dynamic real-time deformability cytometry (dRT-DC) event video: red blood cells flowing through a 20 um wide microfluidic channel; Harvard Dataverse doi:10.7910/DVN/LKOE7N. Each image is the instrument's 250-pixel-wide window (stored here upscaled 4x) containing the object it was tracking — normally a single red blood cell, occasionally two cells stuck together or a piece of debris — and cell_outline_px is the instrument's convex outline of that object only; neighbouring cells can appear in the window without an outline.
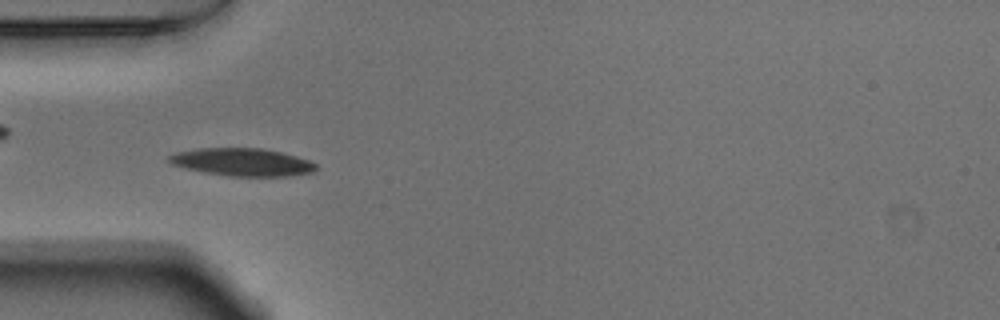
{"species": "Egyptian fruit bat (a non-hibernating species)", "species_latin": "Rousettus aegyptiacus", "temperature_condition": "warm", "stored_images_in_passage": 41, "camera_frame_rate_fps": 3000, "um_per_image_px": 0.085, "animal": {"sex": "male"}, "frame": {"image": 1, "passage_image": 4, "time_ms": 1.0, "image_size_px": [1000, 320], "cell_outline_px": [[316, 168], [312, 172], [288, 176], [232, 176], [204, 172], [172, 164], [168, 160], [168, 156], [176, 152], [196, 148], [264, 148], [296, 156], [308, 160], [316, 164]], "centroid_in_image_um": [20.58, 13.77], "position_along_channel_um": 64.4, "area_um2": 23.52}}
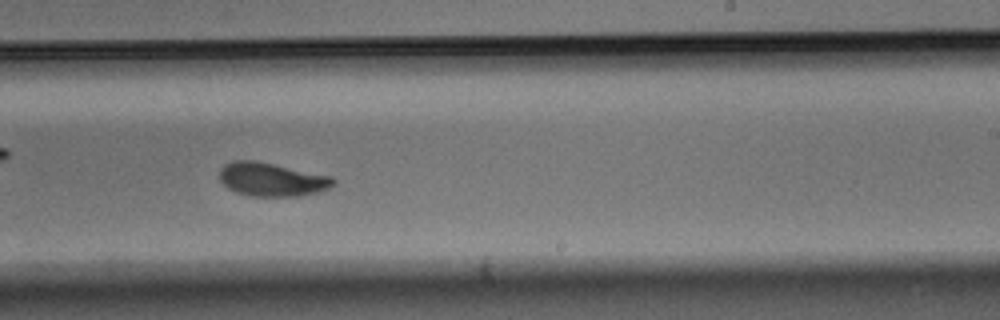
{"frame": {"image": 2, "passage_image": 20, "time_ms": 6.333, "image_size_px": [1000, 320], "cell_outline_px": [[336, 180], [328, 188], [320, 192], [300, 196], [252, 196], [236, 192], [228, 188], [220, 180], [220, 168], [224, 164], [232, 160], [252, 160], [332, 176]], "centroid_in_image_um": [23.09, 15.25], "position_along_channel_um": 265.9, "area_um2": 22.14}}
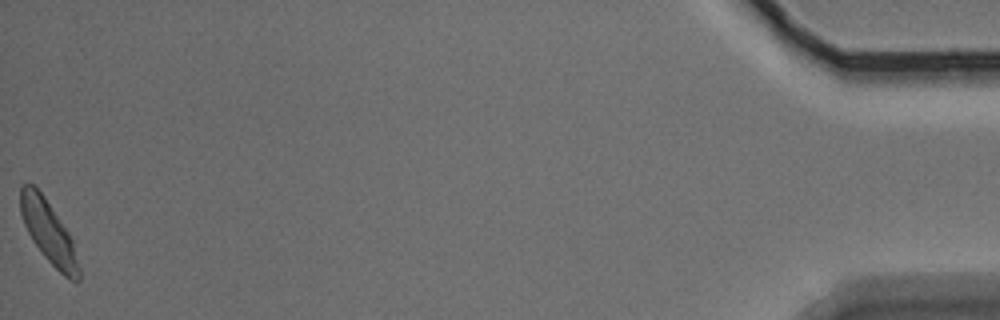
{"frame": {"image": 3, "passage_image": 41, "time_ms": 13.333, "image_size_px": [1000, 320], "cell_outline_px": [[80, 280], [68, 280], [44, 256], [32, 240], [24, 224], [20, 212], [20, 184], [28, 180], [44, 196], [68, 232], [72, 240], [80, 268]], "centroid_in_image_um": [4.1, 19.69], "position_along_channel_um": 431.1, "area_um2": 21.1}, "authors_computed_cell_mechanics": {"area_um2": 22.1952, "velocity_mm_per_s": 3.775, "shape_relaxation_time_tau1_ms": 2.3833, "shape_relaxation_time_tau2_ms": 2.815, "deformation_change_tau1": 0.1183, "deformation_change_tau2": 0.0791}}